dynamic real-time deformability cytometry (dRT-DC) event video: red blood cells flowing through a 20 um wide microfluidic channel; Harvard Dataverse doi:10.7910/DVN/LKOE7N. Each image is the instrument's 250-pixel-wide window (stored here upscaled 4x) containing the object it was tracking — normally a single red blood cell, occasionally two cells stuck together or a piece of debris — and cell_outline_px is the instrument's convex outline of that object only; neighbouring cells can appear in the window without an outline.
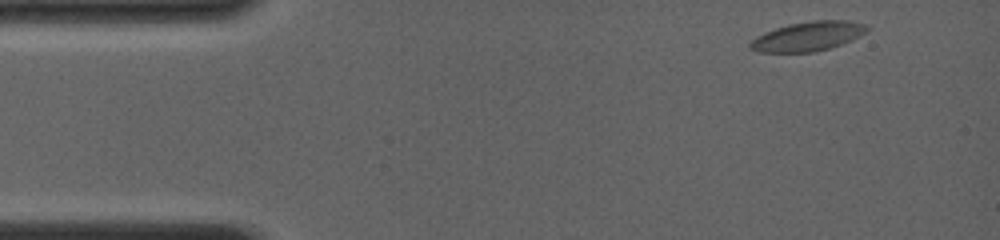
{"species": "common noctule bat (a hibernating species)", "species_latin": "Nyctalus noctula", "temperature_condition": "room temperature", "stored_images_in_passage": 47, "camera_frame_rate_fps": 4000, "um_per_image_px": 0.085, "animal": {"sex": "female", "body_mass_g": 19.0, "forearm_length_mm": 56.7}, "frame": {"image": 1, "passage_image": 1, "time_ms": 0.0, "image_size_px": [1000, 240], "cell_outline_px": [[872, 28], [860, 36], [852, 40], [816, 52], [760, 52], [748, 48], [748, 44], [756, 36], [764, 32], [788, 24], [812, 20], [848, 20], [864, 24]], "centroid_in_image_um": [68.68, 3.08], "position_along_channel_um": 16.3, "area_um2": 20.11}}
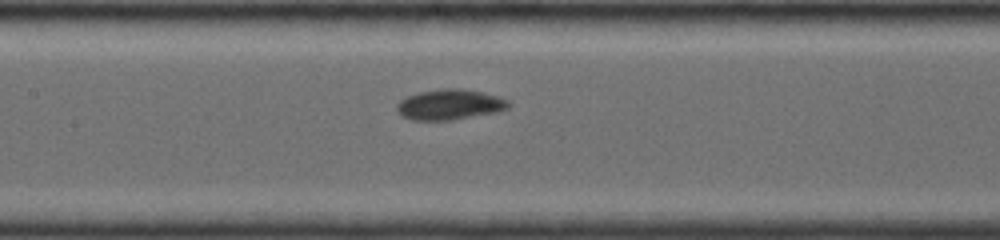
{"frame": {"image": 2, "passage_image": 22, "time_ms": 6.0, "image_size_px": [1000, 240], "cell_outline_px": [[512, 104], [508, 108], [500, 112], [452, 120], [412, 120], [400, 116], [396, 112], [396, 104], [400, 100], [408, 96], [420, 92], [440, 88], [464, 88], [484, 92], [500, 96], [508, 100]], "centroid_in_image_um": [38.26, 8.89], "position_along_channel_um": 169.1, "area_um2": 20.35}}
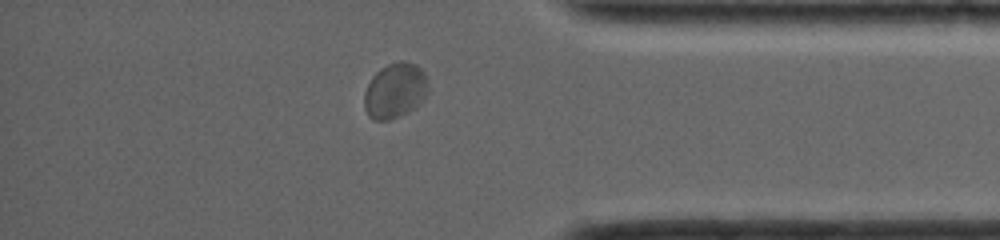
{"frame": {"image": 3, "passage_image": 41, "time_ms": 12.0, "image_size_px": [1000, 240], "cell_outline_px": [[428, 92], [424, 100], [416, 108], [408, 112], [388, 120], [372, 120], [368, 116], [364, 108], [364, 92], [372, 76], [380, 68], [388, 64], [400, 60], [416, 64], [424, 72], [428, 80]], "centroid_in_image_um": [33.59, 7.7], "position_along_channel_um": 401.6, "area_um2": 20.92}, "authors_computed_cell_mechanics": {"area_um2": 19.7098, "velocity_mm_per_s": 3.9786, "shape_relaxation_time_tau1_ms": 4.0198, "shape_relaxation_time_tau2_ms": null, "deformation_change_tau1": 0.1074, "deformation_change_tau2": null}}